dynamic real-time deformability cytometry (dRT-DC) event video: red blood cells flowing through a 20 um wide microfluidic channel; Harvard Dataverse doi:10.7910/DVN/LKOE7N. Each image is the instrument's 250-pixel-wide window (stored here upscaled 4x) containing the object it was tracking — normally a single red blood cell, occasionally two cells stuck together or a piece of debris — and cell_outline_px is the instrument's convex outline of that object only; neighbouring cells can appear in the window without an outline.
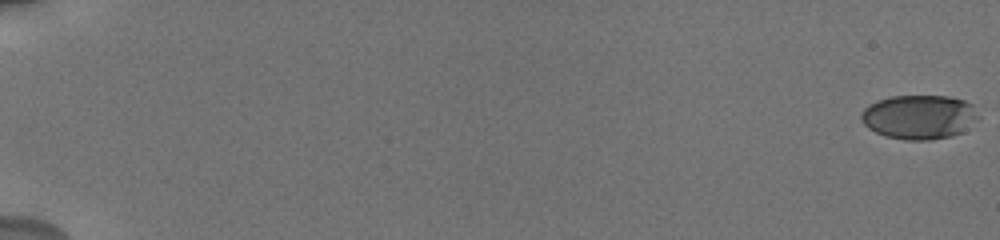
{"species": "human", "species_latin": "Homo sapiens", "temperature_condition": "cold", "stored_images_in_passage": 46, "camera_frame_rate_fps": 3000, "um_per_image_px": 0.085, "donor": {"sex": "male"}, "frame": {"image": 1, "passage_image": 1, "time_ms": 0.0, "image_size_px": [1000, 240], "cell_outline_px": [[980, 116], [964, 132], [952, 136], [932, 140], [904, 140], [884, 136], [868, 128], [864, 124], [860, 116], [864, 108], [868, 104], [876, 100], [892, 96], [948, 96], [964, 100], [972, 104]], "centroid_in_image_um": [78.13, 9.95], "position_along_channel_um": 6.9, "area_um2": 30.58}}
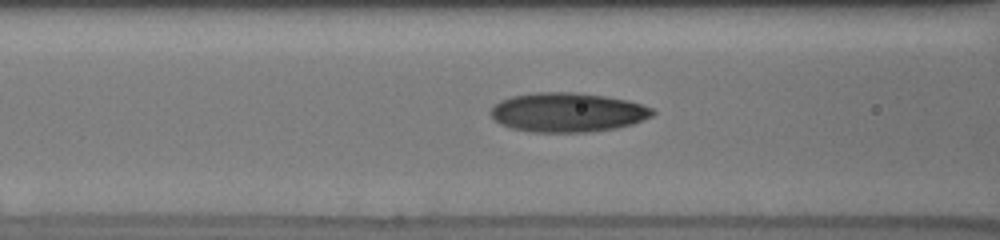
{"frame": {"image": 2, "passage_image": 18, "time_ms": 8.667, "image_size_px": [1000, 240], "cell_outline_px": [[656, 112], [652, 116], [632, 124], [616, 128], [584, 132], [532, 132], [512, 128], [500, 124], [488, 112], [500, 100], [512, 96], [536, 92], [572, 92], [604, 96], [628, 100], [652, 108]], "centroid_in_image_um": [48.23, 9.55], "position_along_channel_um": 118.4, "area_um2": 36.93}}
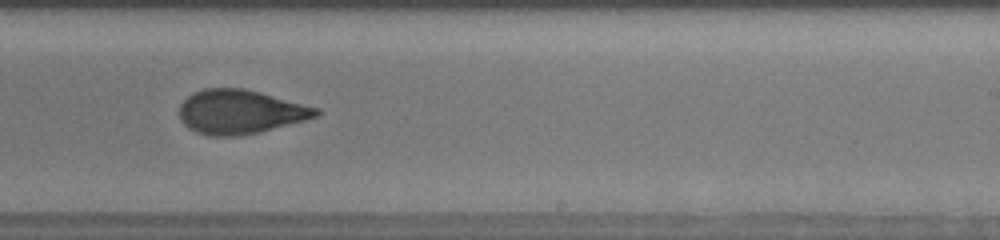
{"frame": {"image": 3, "passage_image": 35, "time_ms": 12.667, "image_size_px": [1000, 240], "cell_outline_px": [[320, 112], [316, 116], [304, 120], [260, 132], [240, 136], [208, 136], [196, 132], [188, 128], [180, 120], [180, 104], [192, 92], [204, 88], [244, 88], [260, 92], [320, 108]], "centroid_in_image_um": [20.39, 9.51], "position_along_channel_um": 268.6, "area_um2": 35.2}, "authors_computed_cell_mechanics": {"area_um2": 35.4025, "velocity_mm_per_s": 3.7594, "shape_relaxation_time_tau1_ms": 5.3982, "shape_relaxation_time_tau2_ms": 1.5993, "deformation_change_tau1": 0.1793, "deformation_change_tau2": 0.0818}}